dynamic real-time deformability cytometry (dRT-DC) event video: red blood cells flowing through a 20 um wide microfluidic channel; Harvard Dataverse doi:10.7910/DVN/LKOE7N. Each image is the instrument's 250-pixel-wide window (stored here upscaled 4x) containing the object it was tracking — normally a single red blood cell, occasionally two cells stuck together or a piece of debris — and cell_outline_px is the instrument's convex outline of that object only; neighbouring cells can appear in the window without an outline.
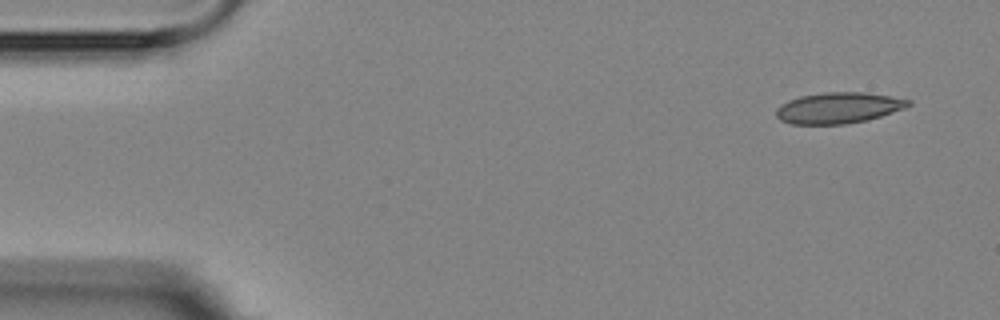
{"species": "Egyptian fruit bat (a non-hibernating species)", "species_latin": "Rousettus aegyptiacus", "temperature_condition": "room temperature", "stored_images_in_passage": 3, "camera_frame_rate_fps": 3000, "um_per_image_px": 0.085, "animal": {"sex": "female"}, "frame": {"image": 1, "passage_image": 1, "time_ms": 0.0, "image_size_px": [1000, 320], "cell_outline_px": [[912, 104], [904, 108], [868, 120], [844, 124], [792, 124], [780, 120], [776, 116], [776, 108], [780, 104], [788, 100], [800, 96], [824, 92], [864, 92], [912, 100]], "centroid_in_image_um": [71.24, 9.17], "position_along_channel_um": 13.8, "area_um2": 23.87}}